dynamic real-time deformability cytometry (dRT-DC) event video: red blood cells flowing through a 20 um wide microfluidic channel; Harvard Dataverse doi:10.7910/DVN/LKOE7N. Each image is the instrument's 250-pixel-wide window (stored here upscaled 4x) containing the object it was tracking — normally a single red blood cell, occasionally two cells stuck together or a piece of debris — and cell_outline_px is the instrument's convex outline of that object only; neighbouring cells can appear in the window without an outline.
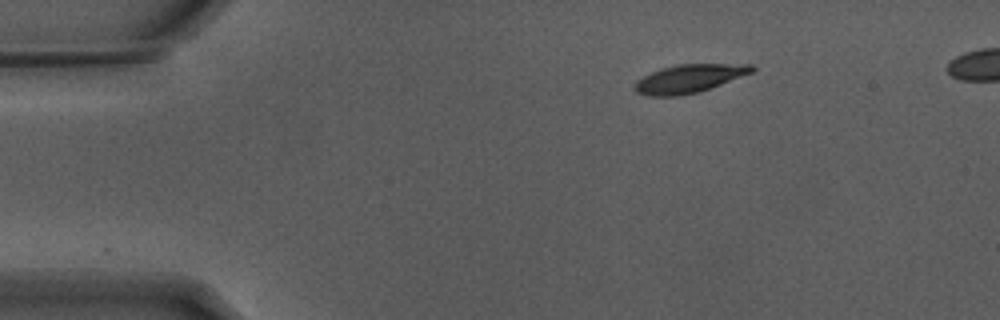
{"species": "Egyptian fruit bat (a non-hibernating species)", "species_latin": "Rousettus aegyptiacus", "temperature_condition": "warm", "stored_images_in_passage": 20, "camera_frame_rate_fps": 3000, "um_per_image_px": 0.085, "animal": {"sex": "male"}, "frame": {"image": 1, "passage_image": 1, "time_ms": 0.0, "image_size_px": [1000, 320], "cell_outline_px": [[756, 68], [752, 72], [700, 92], [680, 96], [648, 96], [636, 92], [632, 88], [636, 80], [660, 68], [676, 64], [752, 64]], "centroid_in_image_um": [58.53, 6.68], "position_along_channel_um": 26.5, "area_um2": 19.42}}
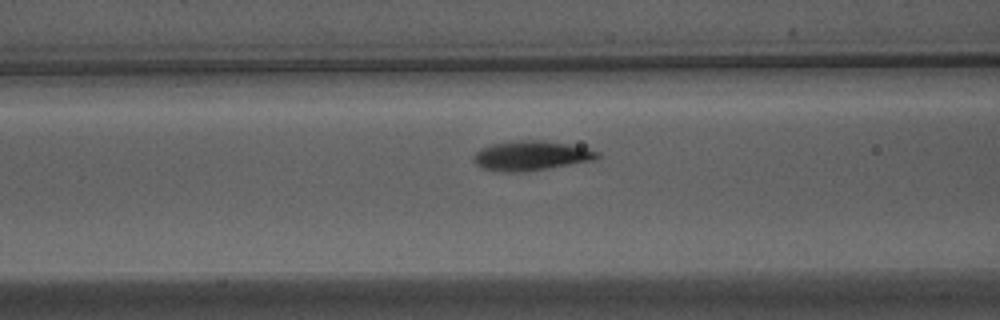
{"frame": {"image": 2, "passage_image": 14, "time_ms": 4.333, "image_size_px": [1000, 320], "cell_outline_px": [[600, 156], [592, 160], [548, 168], [524, 172], [504, 172], [484, 168], [476, 164], [472, 156], [480, 148], [492, 144], [516, 140], [544, 140], [568, 144], [600, 152]], "centroid_in_image_um": [45.11, 13.22], "position_along_channel_um": 121.5, "area_um2": 21.15}}
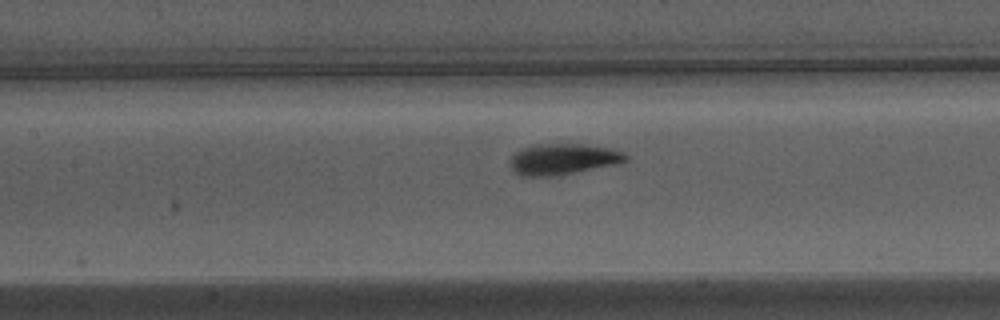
{"frame": {"image": 3, "passage_image": 17, "time_ms": 5.333, "image_size_px": [1000, 320], "cell_outline_px": [[628, 160], [616, 164], [552, 176], [520, 176], [512, 168], [512, 156], [520, 148], [532, 144], [580, 144], [612, 148], [624, 152], [628, 156]], "centroid_in_image_um": [47.87, 13.51], "position_along_channel_um": 159.5, "area_um2": 20.69}}